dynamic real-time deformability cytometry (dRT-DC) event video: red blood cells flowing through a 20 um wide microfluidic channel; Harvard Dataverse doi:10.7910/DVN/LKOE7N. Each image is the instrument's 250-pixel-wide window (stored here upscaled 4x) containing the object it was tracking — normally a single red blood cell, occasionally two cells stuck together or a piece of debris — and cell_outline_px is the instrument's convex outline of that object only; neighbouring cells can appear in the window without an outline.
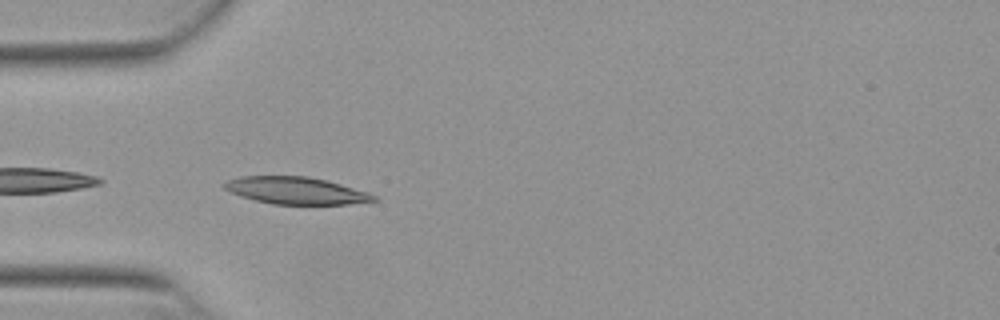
{"species": "Egyptian fruit bat (a non-hibernating species)", "species_latin": "Rousettus aegyptiacus", "temperature_condition": "warm", "stored_images_in_passage": 4, "camera_frame_rate_fps": 3000, "um_per_image_px": 0.085, "animal": {"sex": "female"}, "frame": {"image": 1, "passage_image": 1, "time_ms": 0.0, "image_size_px": [1000, 320], "cell_outline_px": [[380, 200], [348, 204], [272, 204], [240, 196], [224, 188], [220, 184], [228, 180], [240, 176], [308, 176], [340, 184], [368, 192], [376, 196]], "centroid_in_image_um": [25.14, 16.2], "position_along_channel_um": 59.9, "area_um2": 23.52}}